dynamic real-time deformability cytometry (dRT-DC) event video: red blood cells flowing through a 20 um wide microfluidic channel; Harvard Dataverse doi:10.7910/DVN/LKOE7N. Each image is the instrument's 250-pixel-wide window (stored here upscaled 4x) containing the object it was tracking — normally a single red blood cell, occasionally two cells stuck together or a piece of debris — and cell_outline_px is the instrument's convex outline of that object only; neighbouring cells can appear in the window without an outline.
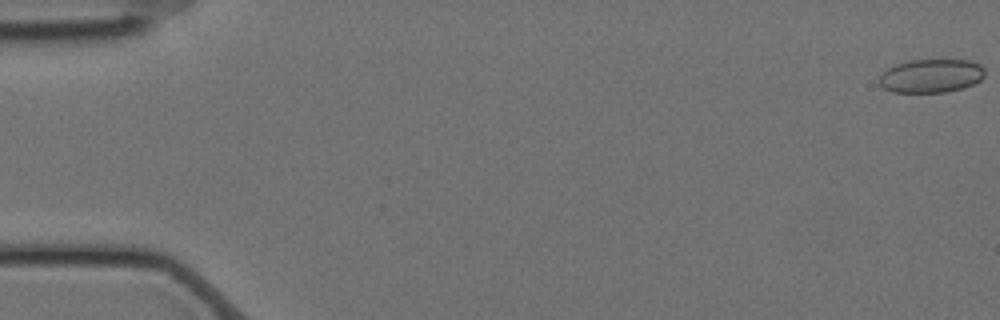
{"species": "Egyptian fruit bat (a non-hibernating species)", "species_latin": "Rousettus aegyptiacus", "temperature_condition": "cold", "stored_images_in_passage": 17, "camera_frame_rate_fps": 3000, "um_per_image_px": 0.085, "animal": {"sex": "female"}, "frame": {"image": 1, "passage_image": 1, "time_ms": 0.0, "image_size_px": [1000, 320], "cell_outline_px": [[984, 76], [980, 80], [964, 88], [944, 92], [892, 92], [884, 88], [880, 84], [880, 76], [888, 68], [896, 64], [908, 60], [968, 60], [980, 64], [984, 68]], "centroid_in_image_um": [79.16, 6.44], "position_along_channel_um": 5.8, "area_um2": 20.58}}